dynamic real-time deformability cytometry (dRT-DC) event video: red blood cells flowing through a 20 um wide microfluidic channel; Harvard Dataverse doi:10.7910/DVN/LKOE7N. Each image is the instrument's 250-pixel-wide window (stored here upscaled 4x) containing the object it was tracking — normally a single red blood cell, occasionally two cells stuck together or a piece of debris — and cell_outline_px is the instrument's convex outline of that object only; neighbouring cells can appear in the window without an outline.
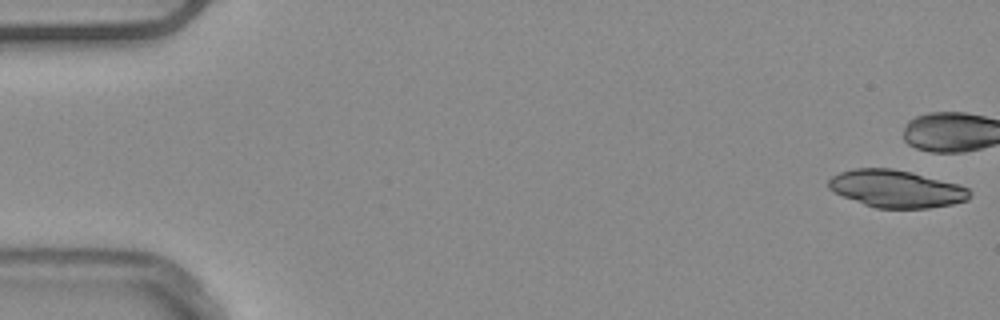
{"species": "common noctule bat (a hibernating species)", "species_latin": "Nyctalus noctula", "temperature_condition": "warm", "stored_images_in_passage": 9, "camera_frame_rate_fps": 3000, "um_per_image_px": 0.085, "animal": {"sex": "male", "body_mass_g": 20.4}, "frame": {"image": 1, "passage_image": 1, "time_ms": 0.0, "image_size_px": [1000, 320], "cell_outline_px": [[972, 192], [968, 200], [952, 204], [928, 208], [876, 208], [864, 204], [844, 196], [828, 188], [828, 180], [832, 176], [840, 172], [856, 168], [892, 168], [912, 172], [956, 184], [968, 188]], "centroid_in_image_um": [76.19, 16.04], "position_along_channel_um": 8.8, "area_um2": 30.52}}